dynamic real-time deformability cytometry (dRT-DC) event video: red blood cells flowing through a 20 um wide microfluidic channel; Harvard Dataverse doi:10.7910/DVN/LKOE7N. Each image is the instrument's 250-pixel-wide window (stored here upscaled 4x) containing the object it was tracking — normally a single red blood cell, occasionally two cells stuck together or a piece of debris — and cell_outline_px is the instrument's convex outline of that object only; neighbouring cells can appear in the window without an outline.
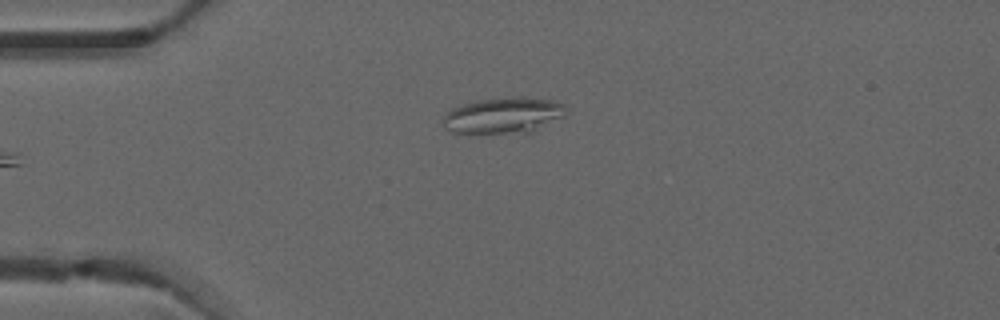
{"species": "common noctule bat (a hibernating species)", "species_latin": "Nyctalus noctula", "temperature_condition": "warm", "stored_images_in_passage": 4, "camera_frame_rate_fps": 3000, "um_per_image_px": 0.085, "animal": {"sex": "male", "forearm_length_mm": 52.5}, "frame": {"image": 1, "passage_image": 4, "time_ms": 1.0, "image_size_px": [1000, 320], "cell_outline_px": [[568, 112], [564, 116], [532, 132], [452, 132], [444, 128], [444, 112], [452, 108], [476, 100], [508, 96], [524, 96], [552, 100], [564, 104]], "centroid_in_image_um": [42.82, 9.77], "position_along_channel_um": 42.2, "area_um2": 25.84}}